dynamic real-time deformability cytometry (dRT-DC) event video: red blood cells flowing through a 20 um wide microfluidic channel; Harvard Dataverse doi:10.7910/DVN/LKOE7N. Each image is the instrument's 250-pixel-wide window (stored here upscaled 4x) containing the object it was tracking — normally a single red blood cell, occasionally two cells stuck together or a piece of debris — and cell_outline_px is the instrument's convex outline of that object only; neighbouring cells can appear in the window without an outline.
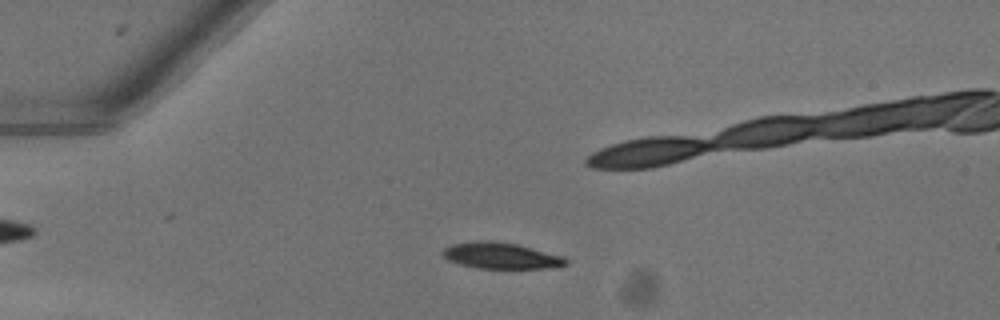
{"species": "common noctule bat (a hibernating species)", "species_latin": "Nyctalus noctula", "temperature_condition": "warm", "stored_images_in_passage": 50, "camera_frame_rate_fps": 3000, "um_per_image_px": 0.085, "animal": {"sex": "female"}, "frame": {"image": 1, "passage_image": 14, "time_ms": 4.333, "image_size_px": [1000, 320], "cell_outline_px": [[568, 264], [552, 268], [476, 268], [460, 264], [448, 260], [440, 252], [444, 248], [452, 244], [480, 240], [492, 240], [516, 244], [564, 256], [568, 260]], "centroid_in_image_um": [42.58, 21.73], "position_along_channel_um": 42.4, "area_um2": 18.84}}
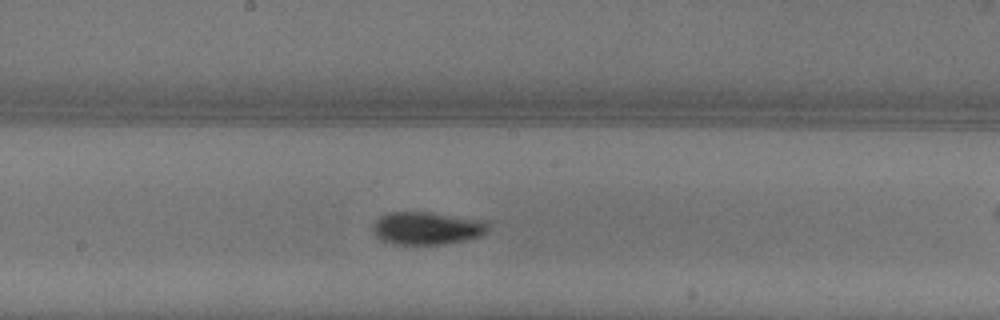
{"frame": {"image": 2, "passage_image": 29, "time_ms": 9.333, "image_size_px": [1000, 320], "cell_outline_px": [[488, 232], [480, 236], [468, 240], [444, 244], [392, 244], [380, 240], [372, 232], [372, 224], [380, 216], [388, 212], [428, 212], [488, 220]], "centroid_in_image_um": [36.3, 19.4], "position_along_channel_um": 211.9, "area_um2": 22.43}}
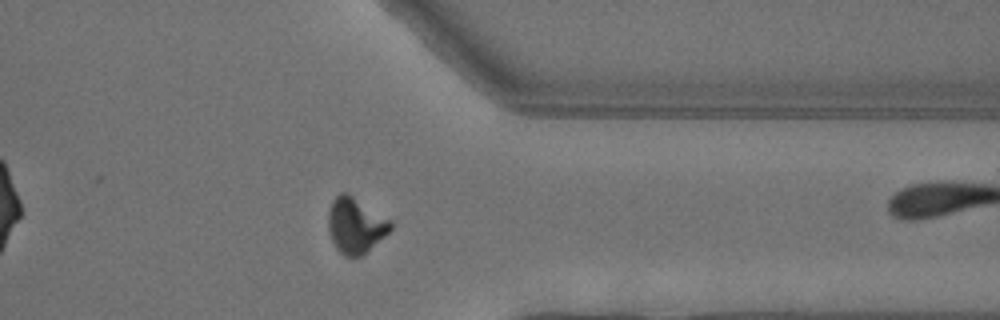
{"frame": {"image": 3, "passage_image": 42, "time_ms": 13.667, "image_size_px": [1000, 320], "cell_outline_px": [[392, 228], [384, 236], [360, 256], [344, 256], [336, 248], [332, 240], [328, 228], [328, 212], [332, 200], [340, 192], [348, 192], [392, 220]], "centroid_in_image_um": [30.21, 19.11], "position_along_channel_um": 381.2, "area_um2": 20.17}}